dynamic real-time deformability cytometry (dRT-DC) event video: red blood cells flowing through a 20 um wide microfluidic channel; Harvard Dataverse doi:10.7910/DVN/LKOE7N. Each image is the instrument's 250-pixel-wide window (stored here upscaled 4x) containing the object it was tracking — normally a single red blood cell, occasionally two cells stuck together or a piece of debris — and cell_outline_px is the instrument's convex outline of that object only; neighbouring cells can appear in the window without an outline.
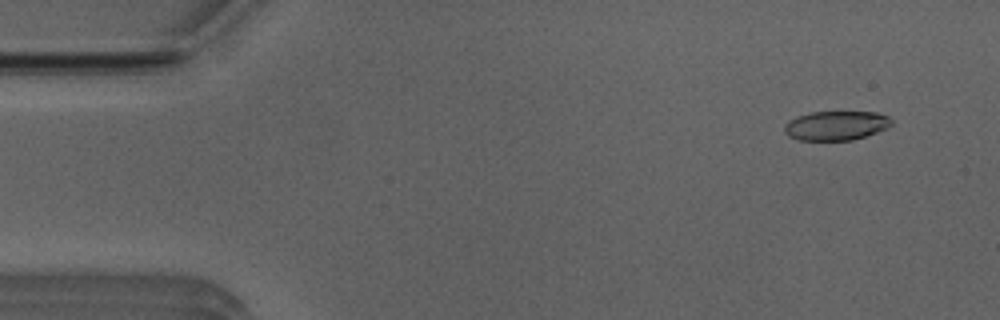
{"species": "Egyptian fruit bat (a non-hibernating species)", "species_latin": "Rousettus aegyptiacus", "temperature_condition": "room temperature", "stored_images_in_passage": 51, "camera_frame_rate_fps": 3000, "um_per_image_px": 0.085, "animal": {"sex": "male"}, "frame": {"image": 1, "passage_image": 4, "time_ms": 1.0, "image_size_px": [1000, 320], "cell_outline_px": [[892, 124], [888, 128], [852, 140], [800, 140], [788, 136], [784, 132], [784, 124], [788, 120], [796, 116], [812, 112], [876, 112], [888, 116], [892, 120]], "centroid_in_image_um": [71.04, 10.67], "position_along_channel_um": 14.0, "area_um2": 18.32}}
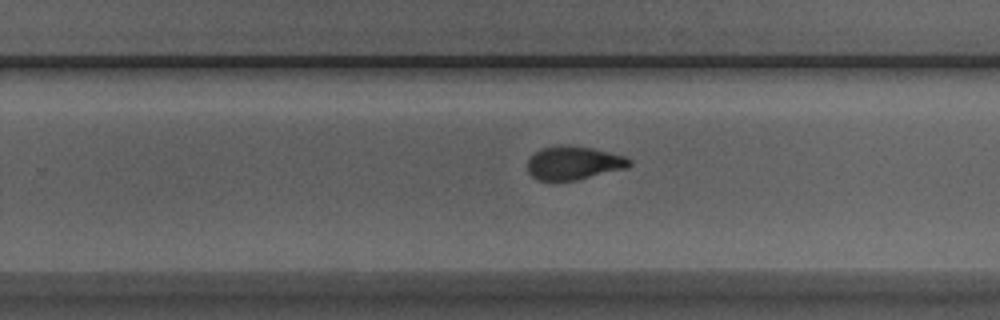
{"frame": {"image": 2, "passage_image": 32, "time_ms": 10.333, "image_size_px": [1000, 320], "cell_outline_px": [[632, 164], [628, 168], [576, 180], [536, 180], [528, 172], [528, 160], [540, 148], [556, 144], [568, 144], [592, 148], [624, 156], [632, 160]], "centroid_in_image_um": [48.77, 13.83], "position_along_channel_um": 281.0, "area_um2": 20.06}}
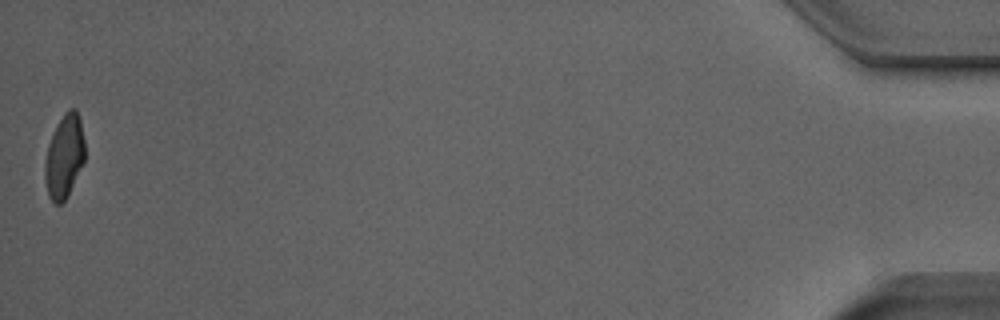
{"frame": {"image": 3, "passage_image": 51, "time_ms": 16.667, "image_size_px": [1000, 320], "cell_outline_px": [[84, 160], [64, 200], [60, 204], [56, 204], [48, 196], [44, 176], [44, 164], [48, 144], [64, 112], [68, 108], [76, 108], [80, 120], [84, 140]], "centroid_in_image_um": [5.45, 13.26], "position_along_channel_um": 429.8, "area_um2": 18.96}, "authors_computed_cell_mechanics": {"area_um2": 20.23, "velocity_mm_per_s": 3.9776, "shape_relaxation_time_tau1_ms": 4.2247, "shape_relaxation_time_tau2_ms": 1.6848, "deformation_change_tau1": 0.1556, "deformation_change_tau2": 0.0803}}